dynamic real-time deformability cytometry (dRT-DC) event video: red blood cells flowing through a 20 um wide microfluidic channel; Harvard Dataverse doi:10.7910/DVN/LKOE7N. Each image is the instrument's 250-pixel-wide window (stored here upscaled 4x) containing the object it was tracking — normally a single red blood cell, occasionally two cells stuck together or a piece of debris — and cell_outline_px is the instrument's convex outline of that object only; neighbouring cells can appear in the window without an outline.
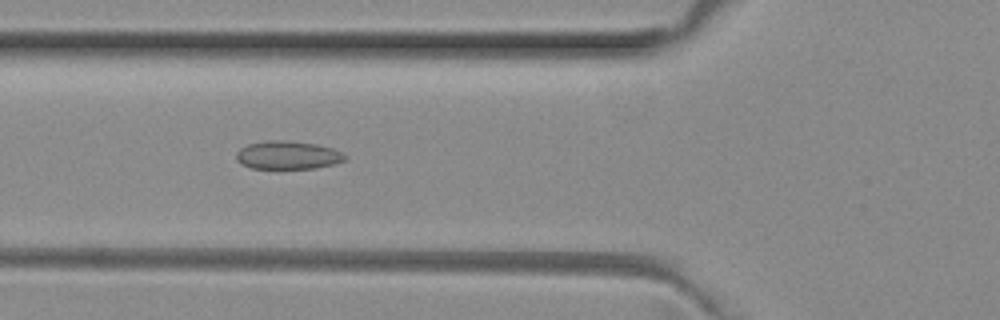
{"species": "common noctule bat (a hibernating species)", "species_latin": "Nyctalus noctula", "temperature_condition": "room temperature", "stored_images_in_passage": 4, "camera_frame_rate_fps": 3000, "um_per_image_px": 0.085, "animal": {"sex": "female", "body_mass_g": 29.2, "forearm_length_mm": 56.3}, "frame": {"image": 1, "passage_image": 2, "time_ms": 0.333, "image_size_px": [1000, 320], "cell_outline_px": [[348, 156], [344, 160], [332, 164], [312, 168], [252, 168], [240, 164], [236, 160], [236, 152], [240, 148], [248, 144], [268, 140], [284, 140], [316, 144], [332, 148]], "centroid_in_image_um": [24.41, 13.18], "position_along_channel_um": 101.4, "area_um2": 17.74}}
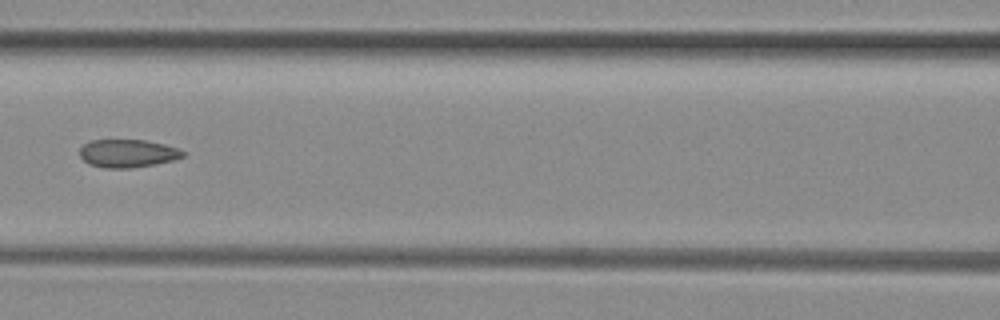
{"frame": {"image": 2, "passage_image": 3, "time_ms": 0.667, "image_size_px": [1000, 320], "cell_outline_px": [[184, 156], [172, 160], [156, 164], [132, 168], [104, 168], [88, 164], [80, 156], [80, 148], [84, 144], [92, 140], [144, 140], [164, 144], [176, 148], [184, 152]], "centroid_in_image_um": [10.82, 13.04], "position_along_channel_um": 155.8, "area_um2": 16.76}}
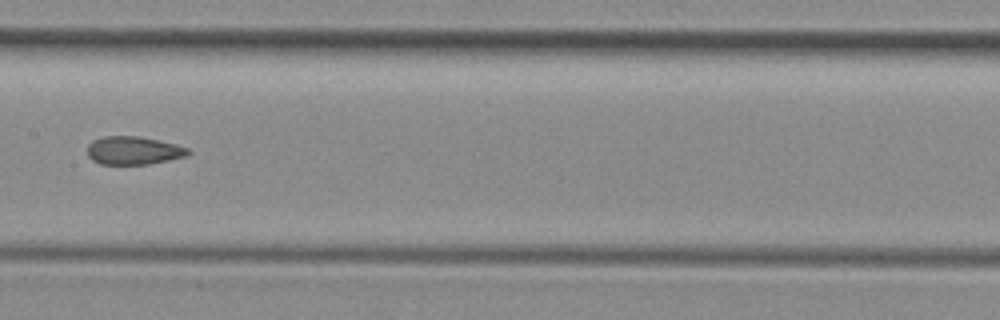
{"frame": {"image": 3, "passage_image": 4, "time_ms": 1.0, "image_size_px": [1000, 320], "cell_outline_px": [[192, 152], [188, 156], [148, 164], [100, 164], [92, 160], [88, 156], [88, 144], [92, 140], [104, 136], [140, 136], [176, 144], [188, 148]], "centroid_in_image_um": [11.36, 12.79], "position_along_channel_um": 196.0, "area_um2": 16.65}}